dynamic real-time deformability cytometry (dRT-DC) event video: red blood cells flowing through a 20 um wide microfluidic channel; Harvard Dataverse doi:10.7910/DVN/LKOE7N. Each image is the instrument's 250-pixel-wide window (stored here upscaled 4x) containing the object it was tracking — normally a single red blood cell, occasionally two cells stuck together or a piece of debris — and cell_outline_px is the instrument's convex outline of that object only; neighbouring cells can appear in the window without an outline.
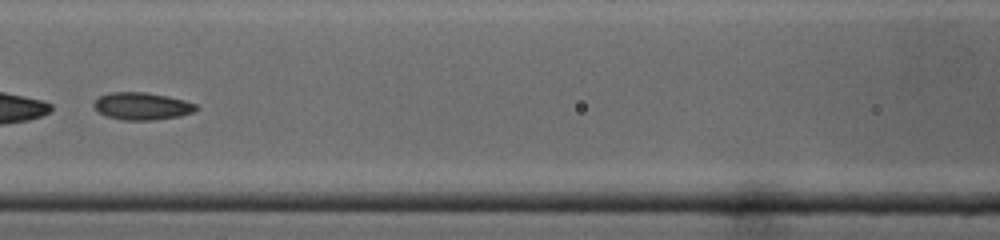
{"species": "common noctule bat (a hibernating species)", "species_latin": "Nyctalus noctula", "temperature_condition": "cold", "stored_images_in_passage": 44, "camera_frame_rate_fps": 3000, "um_per_image_px": 0.085, "animal": {"sex": "male", "body_mass_g": 19.0, "forearm_length_mm": 50.8}, "frame": {"image": 1, "passage_image": 19, "time_ms": 6.0, "image_size_px": [1000, 240], "cell_outline_px": [[200, 108], [192, 112], [180, 116], [152, 120], [124, 120], [108, 116], [100, 112], [92, 104], [100, 96], [108, 92], [144, 92], [168, 96], [184, 100], [196, 104]], "centroid_in_image_um": [12.09, 9.01], "position_along_channel_um": 154.5, "area_um2": 16.18}, "authors_computed_cell_mechanics": {"area_um2": 23.2356, "velocity_mm_per_s": 4.3415, "shape_relaxation_time_tau1_ms": null, "shape_relaxation_time_tau2_ms": 1.9737, "deformation_change_tau1": null, "deformation_change_tau2": 0.0776}}